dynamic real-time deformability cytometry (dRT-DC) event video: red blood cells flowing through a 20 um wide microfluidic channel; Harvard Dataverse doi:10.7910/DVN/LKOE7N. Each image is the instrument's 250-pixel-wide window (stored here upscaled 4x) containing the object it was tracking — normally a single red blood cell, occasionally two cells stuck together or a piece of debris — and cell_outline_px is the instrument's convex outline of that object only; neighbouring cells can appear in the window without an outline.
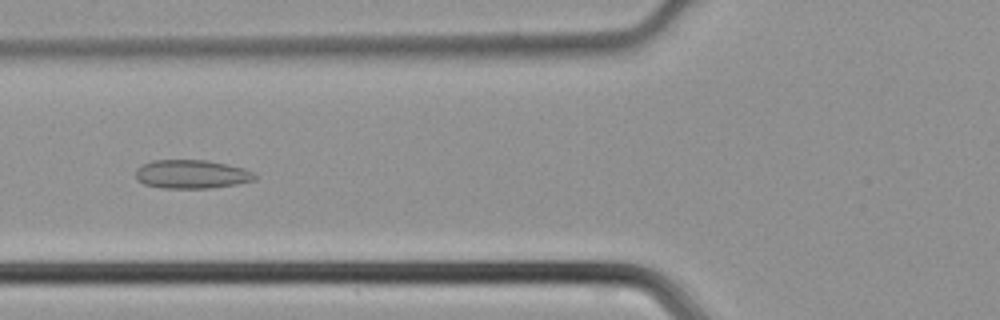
{"species": "common noctule bat (a hibernating species)", "species_latin": "Nyctalus noctula", "temperature_condition": "cold", "stored_images_in_passage": 46, "camera_frame_rate_fps": 3000, "um_per_image_px": 0.085, "animal": {"sex": "male", "body_mass_g": 21.5, "forearm_length_mm": 52.0}, "frame": {"image": 1, "passage_image": 18, "time_ms": 5.667, "image_size_px": [1000, 320], "cell_outline_px": [[256, 180], [236, 184], [212, 188], [160, 188], [144, 184], [136, 180], [136, 168], [152, 160], [208, 160], [228, 164], [244, 168], [252, 172], [256, 176]], "centroid_in_image_um": [16.28, 14.81], "position_along_channel_um": 109.5, "area_um2": 20.06}}
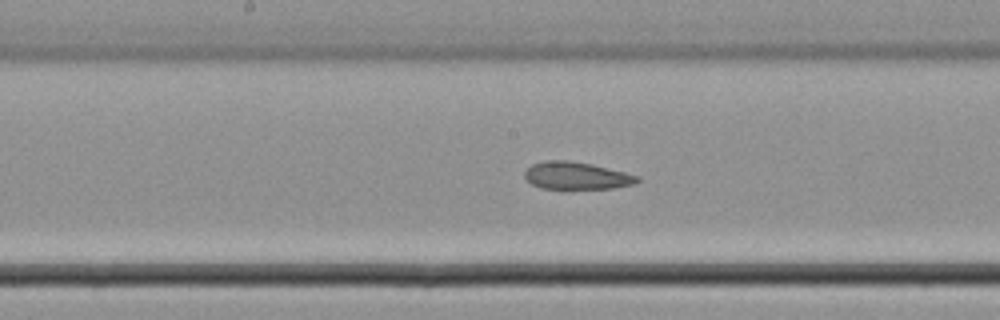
{"frame": {"image": 2, "passage_image": 24, "time_ms": 7.667, "image_size_px": [1000, 320], "cell_outline_px": [[640, 180], [632, 184], [612, 188], [540, 188], [532, 184], [524, 176], [524, 172], [532, 164], [544, 160], [568, 160], [592, 164], [640, 176]], "centroid_in_image_um": [48.98, 14.92], "position_along_channel_um": 199.2, "area_um2": 17.8}}
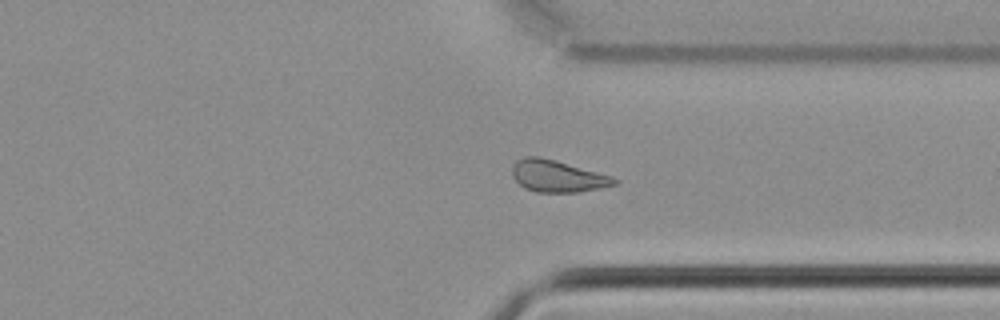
{"frame": {"image": 3, "passage_image": 35, "time_ms": 11.333, "image_size_px": [1000, 320], "cell_outline_px": [[620, 180], [616, 184], [600, 188], [580, 192], [536, 192], [524, 188], [512, 176], [512, 164], [516, 160], [524, 156], [540, 156], [556, 160], [612, 176]], "centroid_in_image_um": [47.37, 14.96], "position_along_channel_um": 364.0, "area_um2": 19.13}}